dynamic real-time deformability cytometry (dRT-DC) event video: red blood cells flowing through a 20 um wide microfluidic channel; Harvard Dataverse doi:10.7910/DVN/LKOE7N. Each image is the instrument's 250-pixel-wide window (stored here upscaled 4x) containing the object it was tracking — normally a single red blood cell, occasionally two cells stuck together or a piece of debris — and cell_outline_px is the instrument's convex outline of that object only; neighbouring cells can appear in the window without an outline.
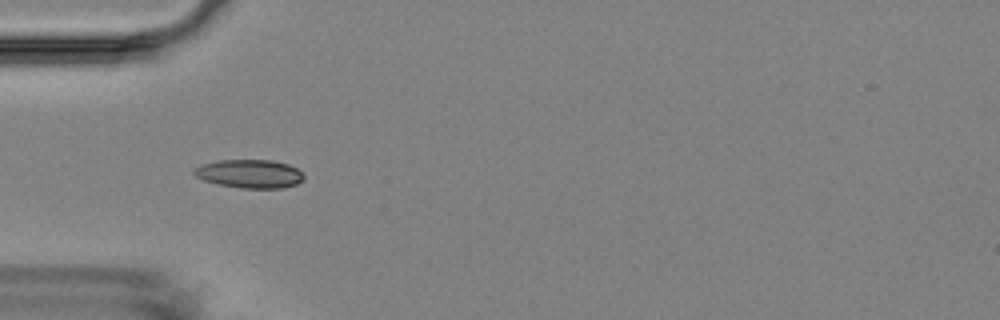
{"species": "Egyptian fruit bat (a non-hibernating species)", "species_latin": "Rousettus aegyptiacus", "temperature_condition": "room temperature", "stored_images_in_passage": 5, "camera_frame_rate_fps": 3000, "um_per_image_px": 0.085, "animal": {"sex": "female"}, "frame": {"image": 1, "passage_image": 4, "time_ms": 3.667, "image_size_px": [1000, 320], "cell_outline_px": [[304, 180], [296, 184], [284, 188], [240, 188], [220, 184], [204, 180], [196, 176], [192, 172], [192, 168], [200, 164], [220, 160], [272, 160], [288, 164], [296, 168], [304, 176]], "centroid_in_image_um": [21.2, 14.76], "position_along_channel_um": 63.8, "area_um2": 18.26}}